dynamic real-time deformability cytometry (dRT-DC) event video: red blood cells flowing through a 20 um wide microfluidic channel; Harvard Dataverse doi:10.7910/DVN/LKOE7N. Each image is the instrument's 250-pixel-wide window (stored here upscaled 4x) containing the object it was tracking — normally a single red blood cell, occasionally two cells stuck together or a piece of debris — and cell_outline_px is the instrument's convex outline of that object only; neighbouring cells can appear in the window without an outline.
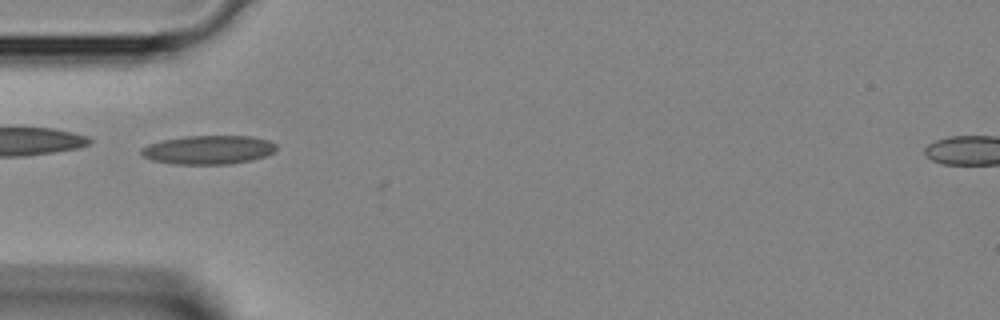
{"species": "Egyptian fruit bat (a non-hibernating species)", "species_latin": "Rousettus aegyptiacus", "temperature_condition": "room temperature", "stored_images_in_passage": 2, "camera_frame_rate_fps": 3000, "um_per_image_px": 0.085, "animal": {"sex": "female"}, "frame": {"image": 1, "passage_image": 2, "time_ms": 0.333, "image_size_px": [1000, 320], "cell_outline_px": [[276, 152], [252, 160], [228, 164], [176, 164], [152, 160], [144, 156], [140, 152], [140, 148], [148, 144], [160, 140], [184, 136], [252, 136], [268, 140], [276, 144]], "centroid_in_image_um": [17.71, 12.73], "position_along_channel_um": 67.3, "area_um2": 22.77}}